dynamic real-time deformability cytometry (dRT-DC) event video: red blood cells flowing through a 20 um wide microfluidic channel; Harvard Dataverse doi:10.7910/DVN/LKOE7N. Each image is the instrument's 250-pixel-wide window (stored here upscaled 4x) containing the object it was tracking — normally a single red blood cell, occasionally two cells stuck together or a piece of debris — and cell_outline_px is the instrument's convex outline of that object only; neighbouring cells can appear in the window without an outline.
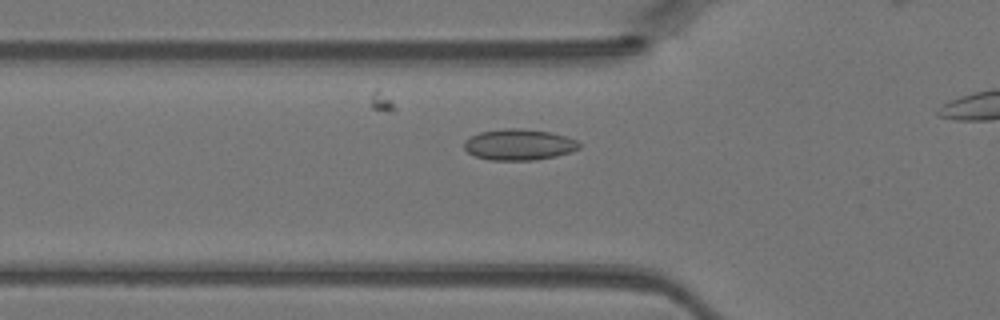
{"species": "Egyptian fruit bat (a non-hibernating species)", "species_latin": "Rousettus aegyptiacus", "temperature_condition": "warm", "stored_images_in_passage": 15, "camera_frame_rate_fps": 3000, "um_per_image_px": 0.085, "animal": {"sex": "female"}, "frame": {"image": 1, "passage_image": 2, "time_ms": 0.333, "image_size_px": [1000, 320], "cell_outline_px": [[580, 148], [572, 152], [556, 156], [536, 160], [488, 160], [476, 156], [468, 152], [464, 148], [464, 140], [480, 132], [504, 128], [520, 128], [552, 132], [576, 140], [580, 144]], "centroid_in_image_um": [44.12, 12.29], "position_along_channel_um": 81.7, "area_um2": 20.92}}
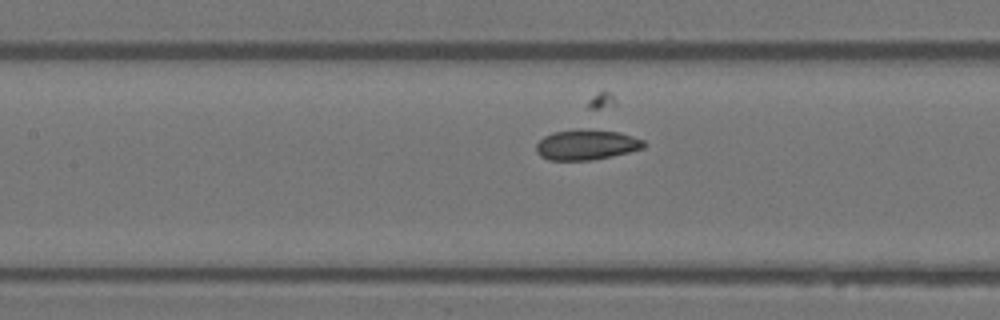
{"frame": {"image": 2, "passage_image": 7, "time_ms": 2.0, "image_size_px": [1000, 320], "cell_outline_px": [[648, 144], [644, 148], [612, 156], [592, 160], [548, 160], [540, 156], [536, 152], [536, 144], [544, 136], [552, 132], [580, 128], [620, 132], [644, 140]], "centroid_in_image_um": [49.85, 12.29], "position_along_channel_um": 157.6, "area_um2": 19.25}}
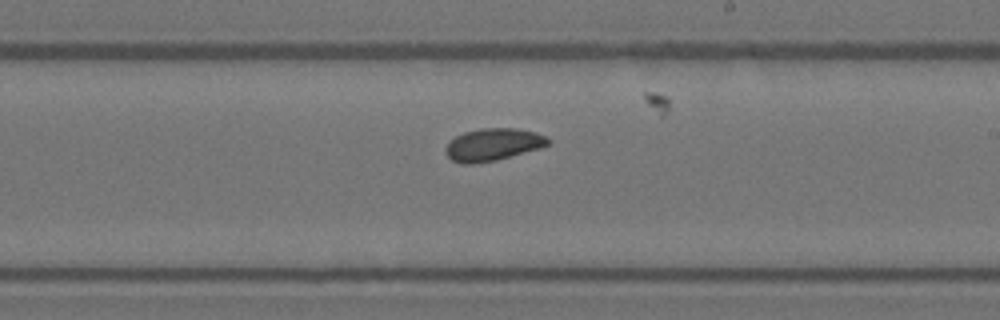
{"frame": {"image": 3, "passage_image": 13, "time_ms": 4.0, "image_size_px": [1000, 320], "cell_outline_px": [[552, 144], [540, 148], [496, 160], [472, 164], [460, 164], [452, 160], [444, 152], [444, 148], [456, 136], [464, 132], [480, 128], [516, 128], [536, 132], [548, 136], [552, 140]], "centroid_in_image_um": [41.94, 12.28], "position_along_channel_um": 247.1, "area_um2": 19.54}}